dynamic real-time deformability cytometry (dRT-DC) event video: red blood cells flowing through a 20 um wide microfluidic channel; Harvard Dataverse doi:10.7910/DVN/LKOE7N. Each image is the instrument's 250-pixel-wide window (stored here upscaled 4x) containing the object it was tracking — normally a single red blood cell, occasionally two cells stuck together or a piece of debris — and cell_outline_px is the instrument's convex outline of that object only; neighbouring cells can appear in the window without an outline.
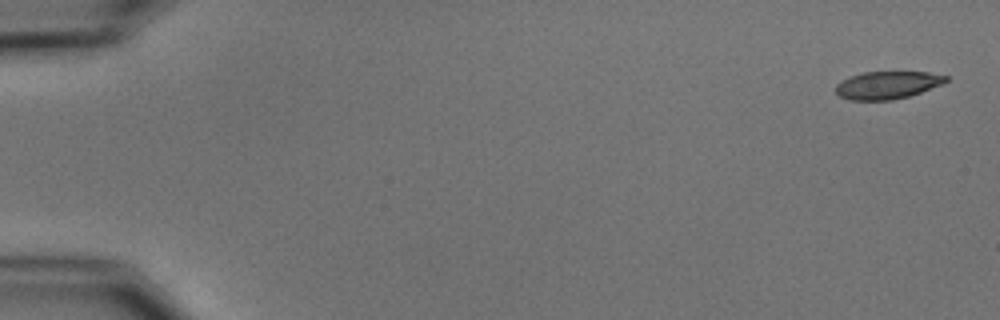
{"species": "common noctule bat (a hibernating species)", "species_latin": "Nyctalus noctula", "temperature_condition": "cold", "stored_images_in_passage": 3, "camera_frame_rate_fps": 3000, "um_per_image_px": 0.085, "animal": {"sex": "male", "body_mass_g": 15.6}, "frame": {"image": 1, "passage_image": 1, "time_ms": 0.0, "image_size_px": [1000, 320], "cell_outline_px": [[948, 80], [944, 84], [908, 96], [892, 100], [848, 100], [840, 96], [836, 92], [836, 84], [852, 76], [864, 72], [928, 72], [948, 76]], "centroid_in_image_um": [75.46, 7.23], "position_along_channel_um": 9.5, "area_um2": 17.63}}